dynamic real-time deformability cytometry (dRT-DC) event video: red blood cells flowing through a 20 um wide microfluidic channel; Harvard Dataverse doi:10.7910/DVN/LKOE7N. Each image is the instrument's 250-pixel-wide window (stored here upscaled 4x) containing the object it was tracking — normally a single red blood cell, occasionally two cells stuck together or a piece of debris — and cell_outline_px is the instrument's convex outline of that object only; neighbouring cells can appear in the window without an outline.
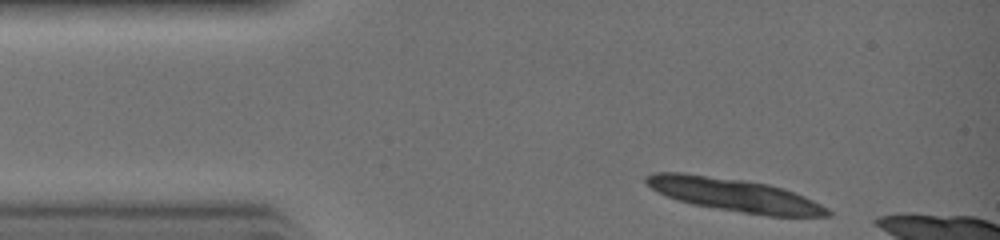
{"species": "common noctule bat (a hibernating species)", "species_latin": "Nyctalus noctula", "temperature_condition": "warm", "stored_images_in_passage": 5, "camera_frame_rate_fps": 3000, "um_per_image_px": 0.085, "animal": {"sex": "female", "body_mass_g": 19.0, "forearm_length_mm": 51.5}, "frame": {"image": 1, "passage_image": 1, "time_ms": 0.0, "image_size_px": [1000, 240], "cell_outline_px": [[832, 216], [768, 216], [692, 204], [656, 192], [644, 180], [644, 176], [656, 172], [684, 172], [768, 184], [804, 196], [828, 208], [832, 212]], "centroid_in_image_um": [62.41, 16.57], "position_along_channel_um": 22.6, "area_um2": 34.39}}